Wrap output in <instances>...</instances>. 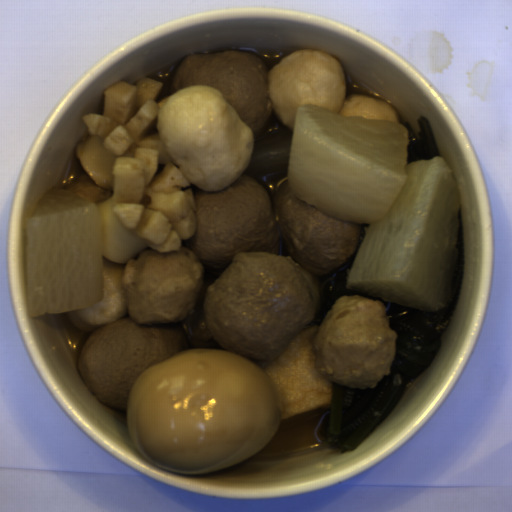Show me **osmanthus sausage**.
Wrapping results in <instances>:
<instances>
[{"mask_svg":"<svg viewBox=\"0 0 512 512\" xmlns=\"http://www.w3.org/2000/svg\"><path fill=\"white\" fill-rule=\"evenodd\" d=\"M163 83L139 77L103 91V113L83 114L89 135L77 158L92 180L112 196L97 204L103 228V297L92 307L65 315L78 329H96L129 317L123 286L126 263L146 250L185 247L196 230L191 184L164 147L157 120Z\"/></svg>","mask_w":512,"mask_h":512,"instance_id":"osmanthus-sausage-1","label":"osmanthus sausage"}]
</instances>
